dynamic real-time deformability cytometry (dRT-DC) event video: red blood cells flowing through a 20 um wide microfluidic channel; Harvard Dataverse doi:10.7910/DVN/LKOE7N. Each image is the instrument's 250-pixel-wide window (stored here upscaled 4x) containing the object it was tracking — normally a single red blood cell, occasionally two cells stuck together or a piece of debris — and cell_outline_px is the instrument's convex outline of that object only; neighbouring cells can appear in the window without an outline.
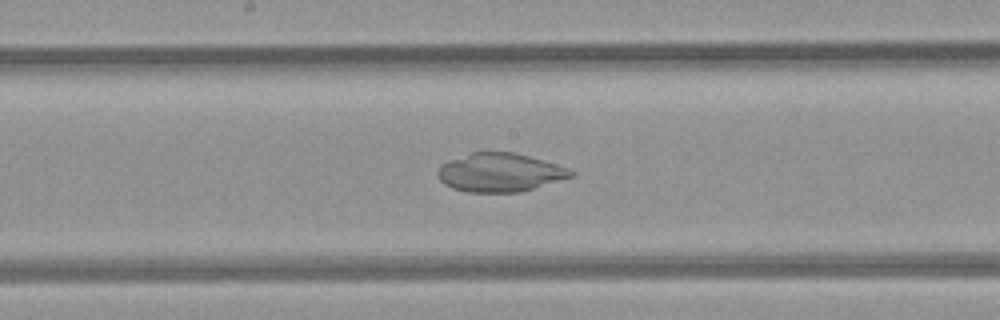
{"species": "common noctule bat (a hibernating species)", "species_latin": "Nyctalus noctula", "temperature_condition": "room temperature", "stored_images_in_passage": 51, "camera_frame_rate_fps": 3000, "um_per_image_px": 0.085, "animal": {"sex": "female", "body_mass_g": 21.9}, "frame": {"image": 1, "passage_image": 27, "time_ms": 8.667, "image_size_px": [1000, 320], "cell_outline_px": [[576, 176], [520, 192], [468, 192], [452, 188], [444, 184], [436, 176], [436, 172], [440, 164], [448, 160], [472, 152], [516, 152], [556, 164], [568, 168], [576, 172]], "centroid_in_image_um": [42.48, 14.66], "position_along_channel_um": 205.7, "area_um2": 30.23}}
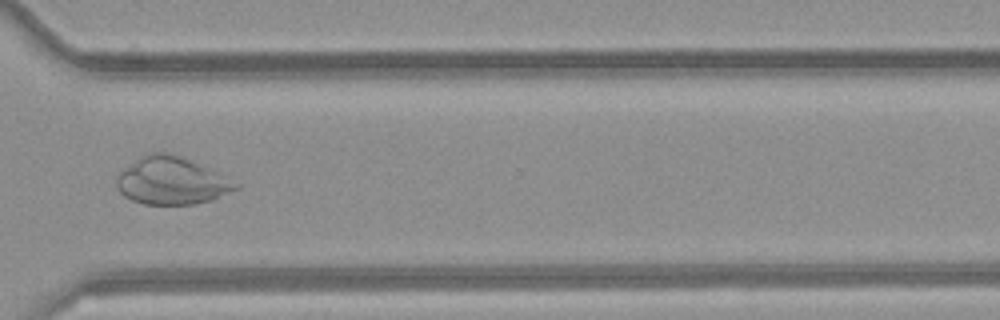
{"frame": {"image": 2, "passage_image": 38, "time_ms": 12.333, "image_size_px": [1000, 320], "cell_outline_px": [[240, 188], [212, 200], [192, 204], [144, 204], [132, 200], [124, 196], [116, 188], [116, 176], [124, 168], [140, 156], [148, 152], [164, 152], [180, 156], [240, 184]], "centroid_in_image_um": [14.53, 15.38], "position_along_channel_um": 356.1, "area_um2": 32.6}}
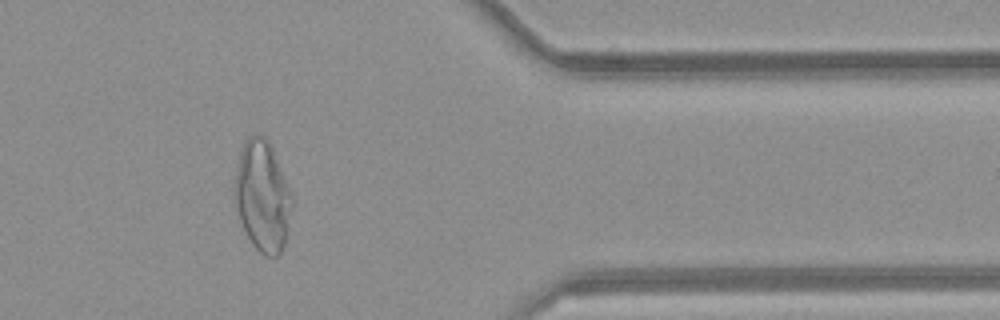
{"frame": {"image": 3, "passage_image": 42, "time_ms": 13.667, "image_size_px": [1000, 320], "cell_outline_px": [[292, 208], [288, 232], [280, 256], [272, 260], [264, 256], [252, 244], [240, 220], [232, 196], [232, 184], [240, 148], [244, 140], [248, 136], [256, 132], [268, 140], [272, 148], [292, 196]], "centroid_in_image_um": [22.27, 16.68], "position_along_channel_um": 389.1, "area_um2": 37.8}}